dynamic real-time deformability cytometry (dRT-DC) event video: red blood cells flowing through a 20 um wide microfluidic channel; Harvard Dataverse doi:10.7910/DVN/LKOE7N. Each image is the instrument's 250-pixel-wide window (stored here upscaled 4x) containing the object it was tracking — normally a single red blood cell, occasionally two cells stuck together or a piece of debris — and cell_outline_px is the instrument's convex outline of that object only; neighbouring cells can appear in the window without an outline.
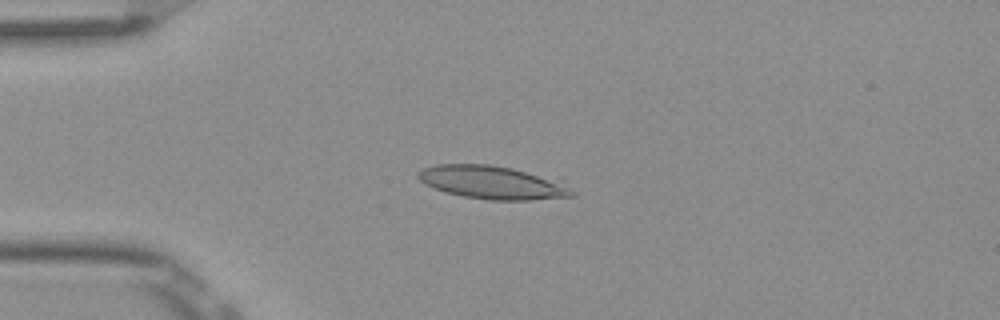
{"species": "Egyptian fruit bat (a non-hibernating species)", "species_latin": "Rousettus aegyptiacus", "temperature_condition": "room temperature", "stored_images_in_passage": 3, "camera_frame_rate_fps": 3000, "um_per_image_px": 0.085, "frame": {"image": 1, "passage_image": 3, "time_ms": 0.667, "image_size_px": [1000, 320], "cell_outline_px": [[576, 196], [528, 200], [488, 200], [464, 196], [444, 192], [424, 184], [416, 176], [416, 172], [424, 168], [436, 164], [488, 164], [512, 168], [536, 176], [568, 188], [576, 192]], "centroid_in_image_um": [41.68, 15.52], "position_along_channel_um": 43.3, "area_um2": 28.9}}